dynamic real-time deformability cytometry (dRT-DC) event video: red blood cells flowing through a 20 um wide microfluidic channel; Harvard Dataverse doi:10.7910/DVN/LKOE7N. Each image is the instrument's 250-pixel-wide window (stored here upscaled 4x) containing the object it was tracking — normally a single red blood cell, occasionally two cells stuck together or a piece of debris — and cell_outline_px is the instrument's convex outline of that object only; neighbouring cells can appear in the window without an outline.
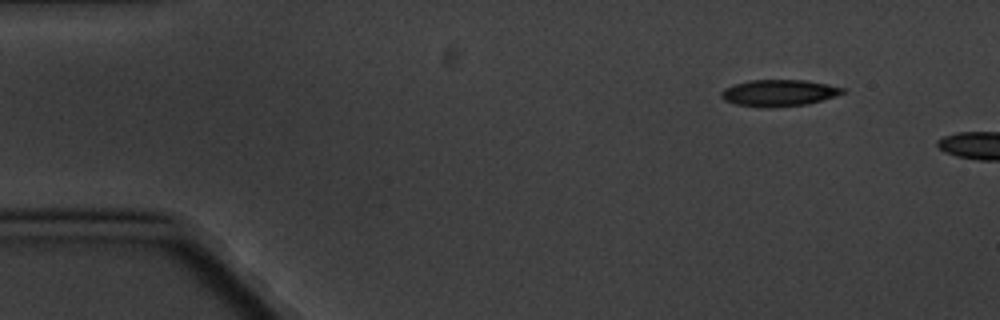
{"species": "common noctule bat (a hibernating species)", "species_latin": "Nyctalus noctula", "temperature_condition": "cold", "stored_images_in_passage": 3, "camera_frame_rate_fps": 3000, "um_per_image_px": 0.085, "animal": {"sex": "male", "body_mass_g": 20.1, "forearm_length_mm": 53.5}, "frame": {"image": 1, "passage_image": 1, "time_ms": 0.0, "image_size_px": [1000, 320], "cell_outline_px": [[844, 92], [808, 104], [764, 108], [736, 104], [724, 100], [720, 96], [720, 92], [724, 88], [748, 80], [804, 80], [828, 84], [844, 88]], "centroid_in_image_um": [66.15, 7.89], "position_along_channel_um": 18.9, "area_um2": 18.61}}